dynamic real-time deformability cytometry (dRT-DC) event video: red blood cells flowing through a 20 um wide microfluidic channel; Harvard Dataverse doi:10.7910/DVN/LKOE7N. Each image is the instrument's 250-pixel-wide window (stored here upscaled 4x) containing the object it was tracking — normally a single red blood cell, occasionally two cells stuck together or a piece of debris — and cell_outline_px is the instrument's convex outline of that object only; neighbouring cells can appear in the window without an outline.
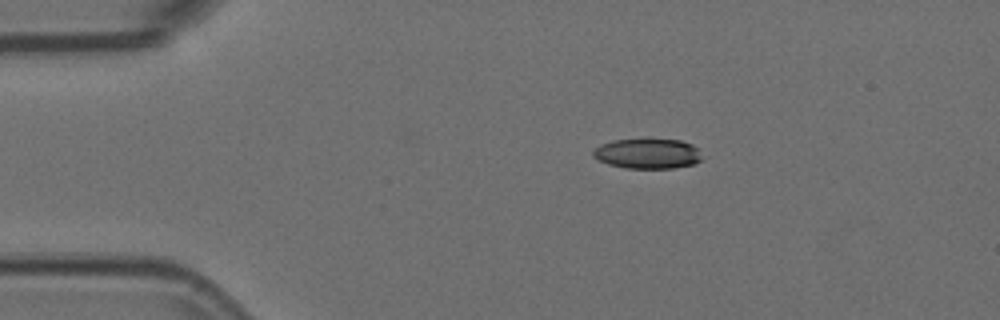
{"species": "Egyptian fruit bat (a non-hibernating species)", "species_latin": "Rousettus aegyptiacus", "temperature_condition": "room temperature", "stored_images_in_passage": 45, "camera_frame_rate_fps": 3000, "um_per_image_px": 0.085, "animal": {"sex": "female"}, "frame": {"image": 1, "passage_image": 1, "time_ms": 0.0, "image_size_px": [1000, 320], "cell_outline_px": [[704, 160], [692, 164], [672, 168], [624, 168], [608, 164], [592, 156], [592, 152], [600, 144], [612, 140], [680, 140], [692, 144], [700, 148]], "centroid_in_image_um": [55.09, 13.06], "position_along_channel_um": 29.9, "area_um2": 19.13}}
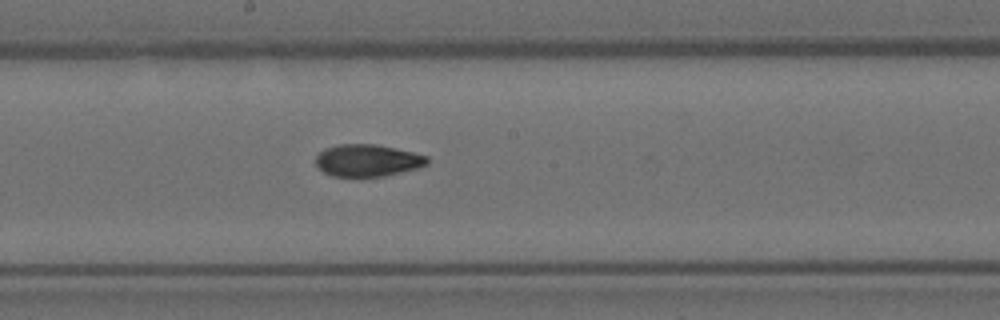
{"frame": {"image": 2, "passage_image": 20, "time_ms": 6.333, "image_size_px": [1000, 320], "cell_outline_px": [[428, 164], [416, 168], [384, 176], [332, 176], [324, 172], [316, 164], [316, 156], [324, 148], [340, 144], [376, 144], [412, 152], [428, 156]], "centroid_in_image_um": [31.22, 13.63], "position_along_channel_um": 217.0, "area_um2": 20.63}}
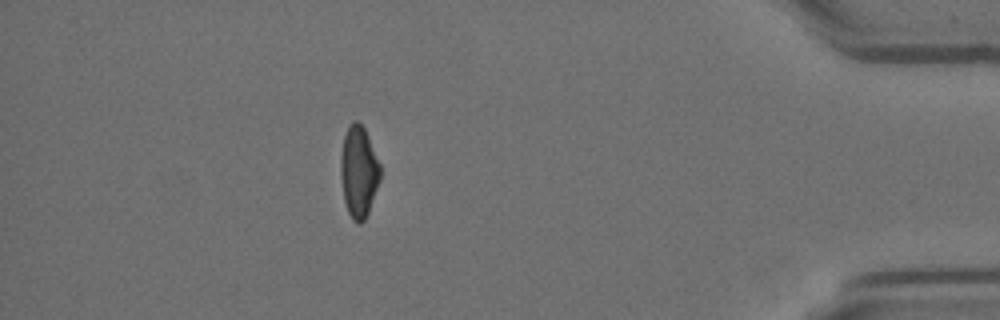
{"frame": {"image": 3, "passage_image": 39, "time_ms": 12.667, "image_size_px": [1000, 320], "cell_outline_px": [[380, 180], [368, 212], [364, 220], [360, 224], [352, 220], [348, 212], [344, 200], [340, 176], [340, 156], [344, 136], [352, 120], [356, 120], [364, 128], [380, 164]], "centroid_in_image_um": [30.47, 14.61], "position_along_channel_um": 404.7, "area_um2": 20.98}, "authors_computed_cell_mechanics": {"area_um2": 21.2704, "velocity_mm_per_s": 3.7409, "shape_relaxation_time_tau1_ms": 11.0846, "shape_relaxation_time_tau2_ms": 3.3645, "deformation_change_tau1": 0.2536, "deformation_change_tau2": 0.0954}}